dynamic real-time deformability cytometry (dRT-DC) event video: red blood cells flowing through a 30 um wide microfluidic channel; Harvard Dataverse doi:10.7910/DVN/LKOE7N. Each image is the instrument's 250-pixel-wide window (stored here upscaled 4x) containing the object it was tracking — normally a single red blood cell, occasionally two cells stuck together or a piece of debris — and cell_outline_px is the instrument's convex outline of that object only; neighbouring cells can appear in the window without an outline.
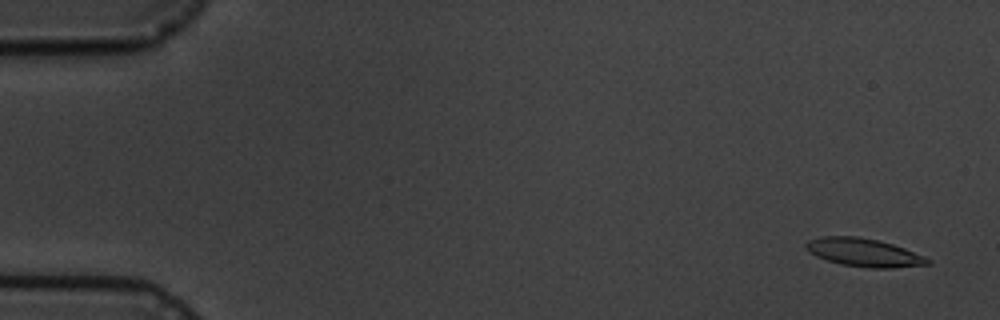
{"species": "common noctule bat (a hibernating species)", "species_latin": "Nyctalus noctula", "temperature_condition": "cold", "stored_images_in_passage": 5, "camera_frame_rate_fps": 3000, "um_per_image_px": 0.085, "animal": {"sex": "male", "body_mass_g": 19.5, "forearm_length_mm": 54.6}, "frame": {"image": 1, "passage_image": 1, "time_ms": 0.0, "image_size_px": [1000, 320], "cell_outline_px": [[932, 264], [892, 268], [872, 268], [840, 264], [816, 256], [808, 252], [804, 248], [804, 244], [808, 240], [820, 236], [856, 236], [876, 240], [892, 244], [904, 248], [924, 256], [932, 260]], "centroid_in_image_um": [73.41, 21.46], "position_along_channel_um": 11.6, "area_um2": 20.06}}
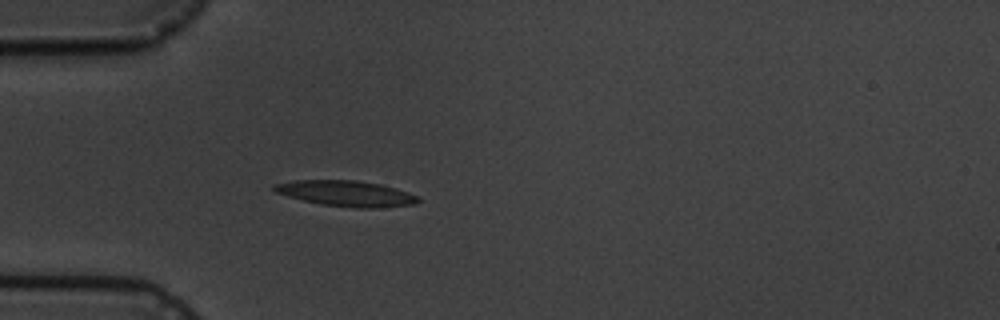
{"frame": {"image": 2, "passage_image": 5, "time_ms": 4.667, "image_size_px": [1000, 320], "cell_outline_px": [[420, 200], [416, 204], [384, 208], [356, 208], [320, 204], [288, 196], [276, 192], [272, 188], [272, 184], [292, 180], [356, 180], [380, 184], [396, 188], [420, 196]], "centroid_in_image_um": [29.47, 16.45], "position_along_channel_um": 55.5, "area_um2": 21.79}}